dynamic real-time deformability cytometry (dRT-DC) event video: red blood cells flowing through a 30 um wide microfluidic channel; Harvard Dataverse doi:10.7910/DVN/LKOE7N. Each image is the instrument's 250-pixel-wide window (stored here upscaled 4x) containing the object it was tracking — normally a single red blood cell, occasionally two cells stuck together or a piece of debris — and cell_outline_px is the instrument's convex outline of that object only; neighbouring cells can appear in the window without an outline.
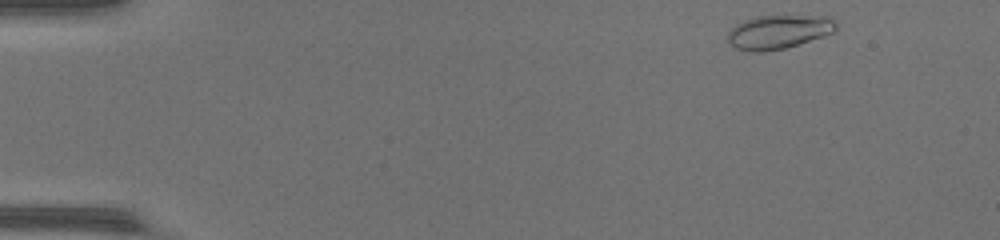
{"species": "common noctule bat (a hibernating species)", "species_latin": "Nyctalus noctula", "temperature_condition": "warm", "stored_images_in_passage": 47, "camera_frame_rate_fps": 3000, "um_per_image_px": 0.085, "animal": {"sex": "female", "body_mass_g": 17.0, "forearm_length_mm": 48.0}, "frame": {"image": 1, "passage_image": 1, "time_ms": 0.0, "image_size_px": [1000, 240], "cell_outline_px": [[836, 28], [832, 32], [824, 36], [784, 48], [764, 52], [752, 52], [736, 48], [728, 44], [728, 32], [736, 24], [752, 16], [832, 16], [836, 20]], "centroid_in_image_um": [66.16, 2.7], "position_along_channel_um": 18.8, "area_um2": 21.44}}
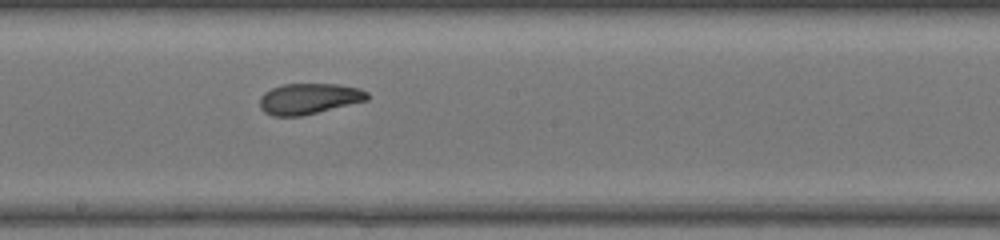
{"frame": {"image": 2, "passage_image": 25, "time_ms": 8.0, "image_size_px": [1000, 240], "cell_outline_px": [[368, 100], [300, 116], [272, 116], [264, 112], [260, 108], [260, 96], [264, 92], [272, 88], [284, 84], [336, 84], [360, 88], [368, 92]], "centroid_in_image_um": [26.24, 8.38], "position_along_channel_um": 222.0, "area_um2": 19.25}}
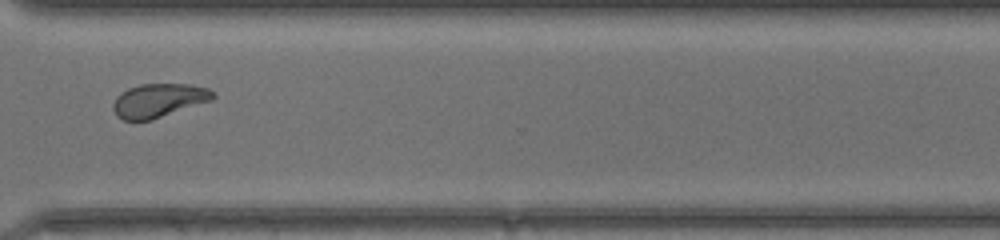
{"frame": {"image": 3, "passage_image": 35, "time_ms": 11.333, "image_size_px": [1000, 240], "cell_outline_px": [[216, 96], [212, 100], [152, 120], [124, 120], [116, 116], [112, 108], [112, 104], [116, 96], [120, 92], [128, 88], [140, 84], [192, 84], [208, 88], [216, 92]], "centroid_in_image_um": [13.49, 8.53], "position_along_channel_um": 357.1, "area_um2": 19.88}}